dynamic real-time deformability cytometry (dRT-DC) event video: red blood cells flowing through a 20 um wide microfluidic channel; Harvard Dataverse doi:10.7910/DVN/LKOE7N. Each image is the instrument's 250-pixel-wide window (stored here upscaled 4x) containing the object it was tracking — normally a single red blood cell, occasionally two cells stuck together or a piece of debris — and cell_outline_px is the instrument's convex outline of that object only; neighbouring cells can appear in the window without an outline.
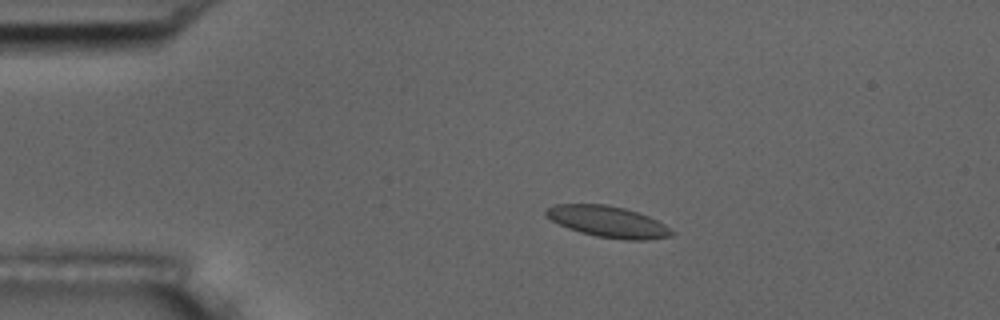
{"species": "common noctule bat (a hibernating species)", "species_latin": "Nyctalus noctula", "temperature_condition": "room temperature", "stored_images_in_passage": 54, "camera_frame_rate_fps": 3000, "um_per_image_px": 0.085, "animal": {"sex": "male", "body_mass_g": 17.5, "forearm_length_mm": 52.3}, "frame": {"image": 1, "passage_image": 10, "time_ms": 3.0, "image_size_px": [1000, 320], "cell_outline_px": [[676, 232], [672, 236], [648, 240], [624, 240], [596, 236], [580, 232], [568, 228], [544, 216], [544, 208], [556, 204], [608, 204], [624, 208], [648, 216], [664, 224]], "centroid_in_image_um": [51.67, 18.84], "position_along_channel_um": 33.3, "area_um2": 23.0}}
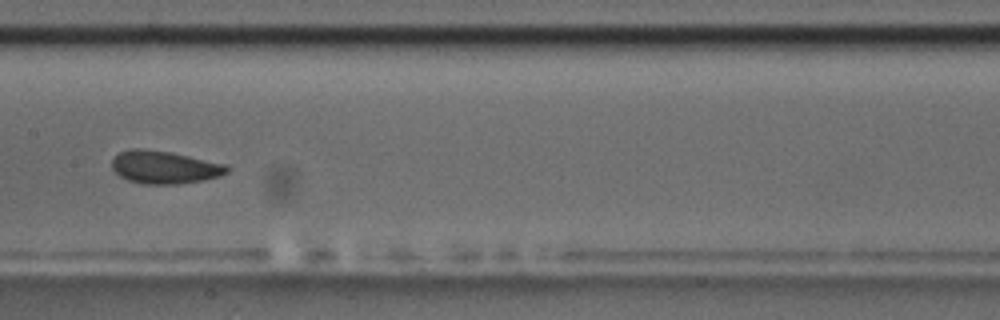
{"frame": {"image": 2, "passage_image": 27, "time_ms": 8.667, "image_size_px": [1000, 320], "cell_outline_px": [[228, 172], [220, 176], [204, 180], [180, 184], [140, 184], [128, 180], [120, 176], [112, 168], [112, 160], [120, 152], [132, 148], [140, 148], [172, 152], [228, 164]], "centroid_in_image_um": [14.0, 14.21], "position_along_channel_um": 193.4, "area_um2": 22.2}}
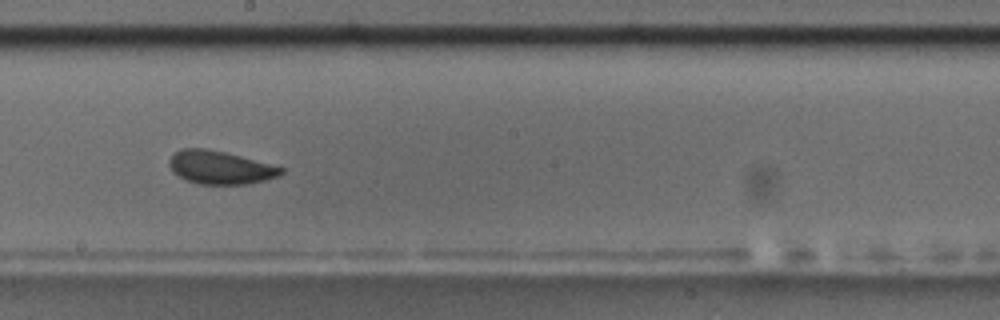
{"frame": {"image": 3, "passage_image": 30, "time_ms": 9.667, "image_size_px": [1000, 320], "cell_outline_px": [[284, 172], [280, 176], [264, 180], [244, 184], [200, 184], [188, 180], [172, 172], [168, 164], [168, 160], [180, 148], [204, 148], [224, 152], [240, 156], [284, 168]], "centroid_in_image_um": [18.69, 14.23], "position_along_channel_um": 229.5, "area_um2": 21.39}, "authors_computed_cell_mechanics": {"area_um2": 22.1374, "velocity_mm_per_s": 3.6167, "shape_relaxation_time_tau1_ms": 3.9679, "shape_relaxation_time_tau2_ms": 1.1877, "deformation_change_tau1": 0.0616, "deformation_change_tau2": 0.0704}}